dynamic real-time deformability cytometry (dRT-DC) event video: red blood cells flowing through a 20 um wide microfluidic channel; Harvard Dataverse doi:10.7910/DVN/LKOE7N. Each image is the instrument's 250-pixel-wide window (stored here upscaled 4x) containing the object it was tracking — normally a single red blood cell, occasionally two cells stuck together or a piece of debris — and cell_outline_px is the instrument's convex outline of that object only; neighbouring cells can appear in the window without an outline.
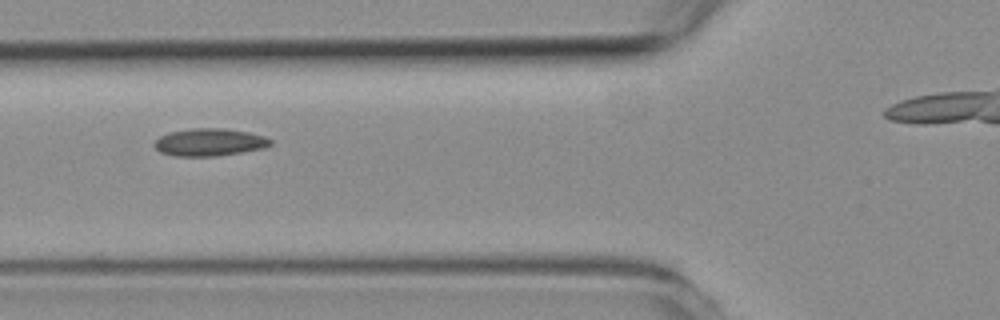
{"species": "common noctule bat (a hibernating species)", "species_latin": "Nyctalus noctula", "temperature_condition": "room temperature", "stored_images_in_passage": 10, "camera_frame_rate_fps": 3000, "um_per_image_px": 0.085, "animal": {"sex": "female", "body_mass_g": 19.3, "forearm_length_mm": 54.1}, "frame": {"image": 1, "passage_image": 5, "time_ms": 5.0, "image_size_px": [1000, 320], "cell_outline_px": [[272, 144], [264, 148], [216, 156], [172, 156], [160, 152], [152, 144], [160, 136], [168, 132], [192, 128], [224, 128], [248, 132], [264, 136], [272, 140]], "centroid_in_image_um": [17.78, 12.08], "position_along_channel_um": 108.0, "area_um2": 18.67}}
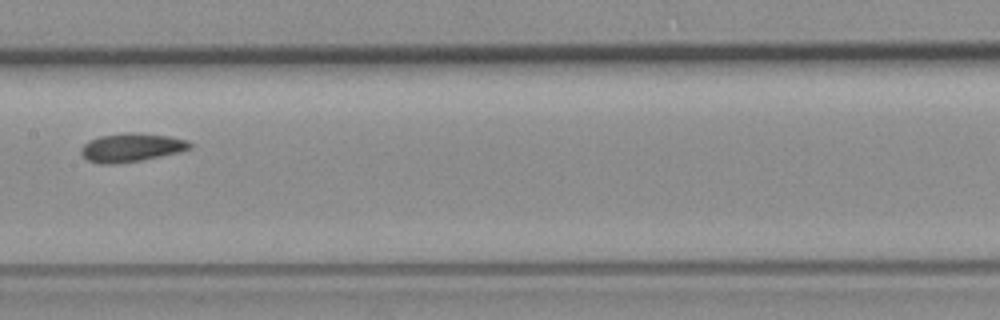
{"frame": {"image": 2, "passage_image": 7, "time_ms": 7.333, "image_size_px": [1000, 320], "cell_outline_px": [[192, 148], [180, 152], [140, 160], [116, 164], [96, 164], [88, 160], [80, 152], [80, 148], [88, 140], [100, 136], [124, 132], [128, 132], [168, 136], [188, 140], [192, 144]], "centroid_in_image_um": [11.14, 12.54], "position_along_channel_um": 196.3, "area_um2": 18.15}}
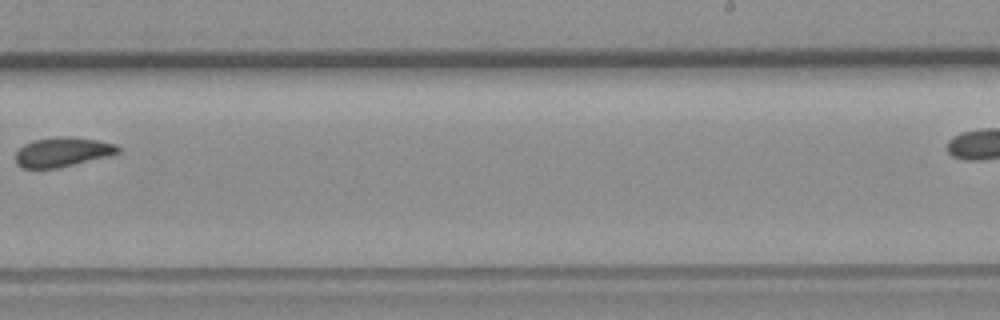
{"frame": {"image": 3, "passage_image": 9, "time_ms": 9.667, "image_size_px": [1000, 320], "cell_outline_px": [[120, 152], [56, 168], [24, 168], [16, 164], [16, 152], [24, 144], [32, 140], [64, 136], [72, 136], [96, 140], [116, 144], [120, 148]], "centroid_in_image_um": [5.27, 12.9], "position_along_channel_um": 283.7, "area_um2": 17.22}}